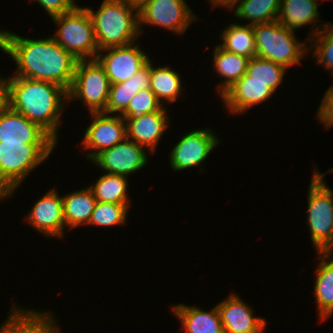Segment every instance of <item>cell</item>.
<instances>
[{
    "instance_id": "1",
    "label": "cell",
    "mask_w": 333,
    "mask_h": 333,
    "mask_svg": "<svg viewBox=\"0 0 333 333\" xmlns=\"http://www.w3.org/2000/svg\"><path fill=\"white\" fill-rule=\"evenodd\" d=\"M0 50L16 63L11 76L47 81L70 89L78 60L52 36L31 39L0 29Z\"/></svg>"
},
{
    "instance_id": "2",
    "label": "cell",
    "mask_w": 333,
    "mask_h": 333,
    "mask_svg": "<svg viewBox=\"0 0 333 333\" xmlns=\"http://www.w3.org/2000/svg\"><path fill=\"white\" fill-rule=\"evenodd\" d=\"M6 80V104L38 124L56 142L62 123L63 107L68 103L67 91L54 83L9 76Z\"/></svg>"
},
{
    "instance_id": "3",
    "label": "cell",
    "mask_w": 333,
    "mask_h": 333,
    "mask_svg": "<svg viewBox=\"0 0 333 333\" xmlns=\"http://www.w3.org/2000/svg\"><path fill=\"white\" fill-rule=\"evenodd\" d=\"M92 19L99 51L133 44L141 36L138 6L129 0H103L96 11L85 7Z\"/></svg>"
},
{
    "instance_id": "4",
    "label": "cell",
    "mask_w": 333,
    "mask_h": 333,
    "mask_svg": "<svg viewBox=\"0 0 333 333\" xmlns=\"http://www.w3.org/2000/svg\"><path fill=\"white\" fill-rule=\"evenodd\" d=\"M56 146L0 143V192L6 199L13 197L28 175L51 156Z\"/></svg>"
},
{
    "instance_id": "5",
    "label": "cell",
    "mask_w": 333,
    "mask_h": 333,
    "mask_svg": "<svg viewBox=\"0 0 333 333\" xmlns=\"http://www.w3.org/2000/svg\"><path fill=\"white\" fill-rule=\"evenodd\" d=\"M307 195V226L316 252H333V191L323 180L326 173L313 167Z\"/></svg>"
},
{
    "instance_id": "6",
    "label": "cell",
    "mask_w": 333,
    "mask_h": 333,
    "mask_svg": "<svg viewBox=\"0 0 333 333\" xmlns=\"http://www.w3.org/2000/svg\"><path fill=\"white\" fill-rule=\"evenodd\" d=\"M256 56L284 66L302 64L309 53L306 42L296 38L295 32L281 25L277 20L253 25Z\"/></svg>"
},
{
    "instance_id": "7",
    "label": "cell",
    "mask_w": 333,
    "mask_h": 333,
    "mask_svg": "<svg viewBox=\"0 0 333 333\" xmlns=\"http://www.w3.org/2000/svg\"><path fill=\"white\" fill-rule=\"evenodd\" d=\"M51 19L57 25L52 38L63 49L78 61L96 58L99 48L92 19L85 7L78 5L74 10Z\"/></svg>"
},
{
    "instance_id": "8",
    "label": "cell",
    "mask_w": 333,
    "mask_h": 333,
    "mask_svg": "<svg viewBox=\"0 0 333 333\" xmlns=\"http://www.w3.org/2000/svg\"><path fill=\"white\" fill-rule=\"evenodd\" d=\"M110 86L104 68L96 59L79 60L72 85L67 92L68 104L72 100H80L89 113L103 112L108 102Z\"/></svg>"
},
{
    "instance_id": "9",
    "label": "cell",
    "mask_w": 333,
    "mask_h": 333,
    "mask_svg": "<svg viewBox=\"0 0 333 333\" xmlns=\"http://www.w3.org/2000/svg\"><path fill=\"white\" fill-rule=\"evenodd\" d=\"M193 13L185 0H145L138 5L140 34L143 25H151L181 36L199 20Z\"/></svg>"
},
{
    "instance_id": "10",
    "label": "cell",
    "mask_w": 333,
    "mask_h": 333,
    "mask_svg": "<svg viewBox=\"0 0 333 333\" xmlns=\"http://www.w3.org/2000/svg\"><path fill=\"white\" fill-rule=\"evenodd\" d=\"M218 138L211 128L190 130L183 134L169 152L170 167L179 172L199 166V173L202 172L204 161L221 142Z\"/></svg>"
},
{
    "instance_id": "11",
    "label": "cell",
    "mask_w": 333,
    "mask_h": 333,
    "mask_svg": "<svg viewBox=\"0 0 333 333\" xmlns=\"http://www.w3.org/2000/svg\"><path fill=\"white\" fill-rule=\"evenodd\" d=\"M91 123L87 126L82 147L87 150L85 158L92 161L99 153L110 149L127 137L126 122L121 115L91 112Z\"/></svg>"
},
{
    "instance_id": "12",
    "label": "cell",
    "mask_w": 333,
    "mask_h": 333,
    "mask_svg": "<svg viewBox=\"0 0 333 333\" xmlns=\"http://www.w3.org/2000/svg\"><path fill=\"white\" fill-rule=\"evenodd\" d=\"M136 43L98 52L95 59L104 68L111 84L127 81L151 60L150 56L141 50L140 44Z\"/></svg>"
},
{
    "instance_id": "13",
    "label": "cell",
    "mask_w": 333,
    "mask_h": 333,
    "mask_svg": "<svg viewBox=\"0 0 333 333\" xmlns=\"http://www.w3.org/2000/svg\"><path fill=\"white\" fill-rule=\"evenodd\" d=\"M147 150L132 141L125 138L110 149L99 153L92 161L95 166H99L105 173L129 175L144 168L148 163Z\"/></svg>"
},
{
    "instance_id": "14",
    "label": "cell",
    "mask_w": 333,
    "mask_h": 333,
    "mask_svg": "<svg viewBox=\"0 0 333 333\" xmlns=\"http://www.w3.org/2000/svg\"><path fill=\"white\" fill-rule=\"evenodd\" d=\"M24 219L43 236L62 239V236L66 234L62 196L55 188L48 190L37 202L35 201L28 214L23 217Z\"/></svg>"
},
{
    "instance_id": "15",
    "label": "cell",
    "mask_w": 333,
    "mask_h": 333,
    "mask_svg": "<svg viewBox=\"0 0 333 333\" xmlns=\"http://www.w3.org/2000/svg\"><path fill=\"white\" fill-rule=\"evenodd\" d=\"M224 333H264L267 319L255 316L254 309L236 293L216 304Z\"/></svg>"
},
{
    "instance_id": "16",
    "label": "cell",
    "mask_w": 333,
    "mask_h": 333,
    "mask_svg": "<svg viewBox=\"0 0 333 333\" xmlns=\"http://www.w3.org/2000/svg\"><path fill=\"white\" fill-rule=\"evenodd\" d=\"M0 143L57 144L38 124L7 104L0 110Z\"/></svg>"
},
{
    "instance_id": "17",
    "label": "cell",
    "mask_w": 333,
    "mask_h": 333,
    "mask_svg": "<svg viewBox=\"0 0 333 333\" xmlns=\"http://www.w3.org/2000/svg\"><path fill=\"white\" fill-rule=\"evenodd\" d=\"M167 111V107L163 106L159 111L144 114L140 118L125 119L127 138L146 148L149 156L155 153L160 139L169 128L170 115Z\"/></svg>"
},
{
    "instance_id": "18",
    "label": "cell",
    "mask_w": 333,
    "mask_h": 333,
    "mask_svg": "<svg viewBox=\"0 0 333 333\" xmlns=\"http://www.w3.org/2000/svg\"><path fill=\"white\" fill-rule=\"evenodd\" d=\"M318 1L319 0H281L277 21L294 32L299 28H303V26L312 25L308 33L309 35L307 34L308 37L304 39V41L310 40L327 24L326 22L323 23L318 20L320 16Z\"/></svg>"
},
{
    "instance_id": "19",
    "label": "cell",
    "mask_w": 333,
    "mask_h": 333,
    "mask_svg": "<svg viewBox=\"0 0 333 333\" xmlns=\"http://www.w3.org/2000/svg\"><path fill=\"white\" fill-rule=\"evenodd\" d=\"M274 92L264 82L236 81L220 97L231 115L244 114L259 103L268 101Z\"/></svg>"
},
{
    "instance_id": "20",
    "label": "cell",
    "mask_w": 333,
    "mask_h": 333,
    "mask_svg": "<svg viewBox=\"0 0 333 333\" xmlns=\"http://www.w3.org/2000/svg\"><path fill=\"white\" fill-rule=\"evenodd\" d=\"M171 310L180 320L185 333H224L220 314L215 305L210 311L201 309L199 306L177 304L171 306Z\"/></svg>"
},
{
    "instance_id": "21",
    "label": "cell",
    "mask_w": 333,
    "mask_h": 333,
    "mask_svg": "<svg viewBox=\"0 0 333 333\" xmlns=\"http://www.w3.org/2000/svg\"><path fill=\"white\" fill-rule=\"evenodd\" d=\"M318 264L315 270L314 295L319 321L333 315V252H316Z\"/></svg>"
},
{
    "instance_id": "22",
    "label": "cell",
    "mask_w": 333,
    "mask_h": 333,
    "mask_svg": "<svg viewBox=\"0 0 333 333\" xmlns=\"http://www.w3.org/2000/svg\"><path fill=\"white\" fill-rule=\"evenodd\" d=\"M148 88H150V61L127 81L111 84L108 102L103 112L121 115L131 99L139 91Z\"/></svg>"
},
{
    "instance_id": "23",
    "label": "cell",
    "mask_w": 333,
    "mask_h": 333,
    "mask_svg": "<svg viewBox=\"0 0 333 333\" xmlns=\"http://www.w3.org/2000/svg\"><path fill=\"white\" fill-rule=\"evenodd\" d=\"M62 201L63 217L67 229L88 225L97 203L89 187L62 195Z\"/></svg>"
},
{
    "instance_id": "24",
    "label": "cell",
    "mask_w": 333,
    "mask_h": 333,
    "mask_svg": "<svg viewBox=\"0 0 333 333\" xmlns=\"http://www.w3.org/2000/svg\"><path fill=\"white\" fill-rule=\"evenodd\" d=\"M213 65L222 82L217 85L218 96L238 81L247 70L249 58L224 50L219 44L213 48Z\"/></svg>"
},
{
    "instance_id": "25",
    "label": "cell",
    "mask_w": 333,
    "mask_h": 333,
    "mask_svg": "<svg viewBox=\"0 0 333 333\" xmlns=\"http://www.w3.org/2000/svg\"><path fill=\"white\" fill-rule=\"evenodd\" d=\"M182 87L179 72L170 66L160 65L156 68L150 60V89L163 106L167 103L177 102L178 97L183 94L182 92L185 89Z\"/></svg>"
},
{
    "instance_id": "26",
    "label": "cell",
    "mask_w": 333,
    "mask_h": 333,
    "mask_svg": "<svg viewBox=\"0 0 333 333\" xmlns=\"http://www.w3.org/2000/svg\"><path fill=\"white\" fill-rule=\"evenodd\" d=\"M220 32V46L229 52L245 56L249 59L256 57V43L253 26L249 24L231 23Z\"/></svg>"
},
{
    "instance_id": "27",
    "label": "cell",
    "mask_w": 333,
    "mask_h": 333,
    "mask_svg": "<svg viewBox=\"0 0 333 333\" xmlns=\"http://www.w3.org/2000/svg\"><path fill=\"white\" fill-rule=\"evenodd\" d=\"M280 4L281 0H238L231 9L236 19L253 26L277 20Z\"/></svg>"
},
{
    "instance_id": "28",
    "label": "cell",
    "mask_w": 333,
    "mask_h": 333,
    "mask_svg": "<svg viewBox=\"0 0 333 333\" xmlns=\"http://www.w3.org/2000/svg\"><path fill=\"white\" fill-rule=\"evenodd\" d=\"M128 177L111 173H104L89 186L95 199L99 202L131 204L128 195ZM129 196V197H128Z\"/></svg>"
},
{
    "instance_id": "29",
    "label": "cell",
    "mask_w": 333,
    "mask_h": 333,
    "mask_svg": "<svg viewBox=\"0 0 333 333\" xmlns=\"http://www.w3.org/2000/svg\"><path fill=\"white\" fill-rule=\"evenodd\" d=\"M285 72L284 66L256 56L249 60L246 73L238 81L264 82L275 93L286 76Z\"/></svg>"
},
{
    "instance_id": "30",
    "label": "cell",
    "mask_w": 333,
    "mask_h": 333,
    "mask_svg": "<svg viewBox=\"0 0 333 333\" xmlns=\"http://www.w3.org/2000/svg\"><path fill=\"white\" fill-rule=\"evenodd\" d=\"M131 204H116L97 201L87 226H123L128 218Z\"/></svg>"
},
{
    "instance_id": "31",
    "label": "cell",
    "mask_w": 333,
    "mask_h": 333,
    "mask_svg": "<svg viewBox=\"0 0 333 333\" xmlns=\"http://www.w3.org/2000/svg\"><path fill=\"white\" fill-rule=\"evenodd\" d=\"M308 41V50H313V57L317 61L315 63L325 67V70L332 71L330 74L333 76V23L329 21Z\"/></svg>"
},
{
    "instance_id": "32",
    "label": "cell",
    "mask_w": 333,
    "mask_h": 333,
    "mask_svg": "<svg viewBox=\"0 0 333 333\" xmlns=\"http://www.w3.org/2000/svg\"><path fill=\"white\" fill-rule=\"evenodd\" d=\"M163 105L150 88L139 91L121 114L124 119H137L144 114L159 111Z\"/></svg>"
},
{
    "instance_id": "33",
    "label": "cell",
    "mask_w": 333,
    "mask_h": 333,
    "mask_svg": "<svg viewBox=\"0 0 333 333\" xmlns=\"http://www.w3.org/2000/svg\"><path fill=\"white\" fill-rule=\"evenodd\" d=\"M25 333H56L54 315L49 310L25 309Z\"/></svg>"
},
{
    "instance_id": "34",
    "label": "cell",
    "mask_w": 333,
    "mask_h": 333,
    "mask_svg": "<svg viewBox=\"0 0 333 333\" xmlns=\"http://www.w3.org/2000/svg\"><path fill=\"white\" fill-rule=\"evenodd\" d=\"M13 303L8 318L0 325V333H25V308Z\"/></svg>"
},
{
    "instance_id": "35",
    "label": "cell",
    "mask_w": 333,
    "mask_h": 333,
    "mask_svg": "<svg viewBox=\"0 0 333 333\" xmlns=\"http://www.w3.org/2000/svg\"><path fill=\"white\" fill-rule=\"evenodd\" d=\"M318 107L316 119L329 130L333 126V85L328 87Z\"/></svg>"
},
{
    "instance_id": "36",
    "label": "cell",
    "mask_w": 333,
    "mask_h": 333,
    "mask_svg": "<svg viewBox=\"0 0 333 333\" xmlns=\"http://www.w3.org/2000/svg\"><path fill=\"white\" fill-rule=\"evenodd\" d=\"M32 1V0H29ZM39 4L45 12L53 18L74 10L78 4L75 0H33Z\"/></svg>"
},
{
    "instance_id": "37",
    "label": "cell",
    "mask_w": 333,
    "mask_h": 333,
    "mask_svg": "<svg viewBox=\"0 0 333 333\" xmlns=\"http://www.w3.org/2000/svg\"><path fill=\"white\" fill-rule=\"evenodd\" d=\"M211 2V10L217 6L225 7V9H231L237 2L238 0H209L208 3Z\"/></svg>"
},
{
    "instance_id": "38",
    "label": "cell",
    "mask_w": 333,
    "mask_h": 333,
    "mask_svg": "<svg viewBox=\"0 0 333 333\" xmlns=\"http://www.w3.org/2000/svg\"><path fill=\"white\" fill-rule=\"evenodd\" d=\"M6 105V80L0 76V110Z\"/></svg>"
},
{
    "instance_id": "39",
    "label": "cell",
    "mask_w": 333,
    "mask_h": 333,
    "mask_svg": "<svg viewBox=\"0 0 333 333\" xmlns=\"http://www.w3.org/2000/svg\"><path fill=\"white\" fill-rule=\"evenodd\" d=\"M129 1H131L132 3H134L135 5L138 6L139 4H141L145 0H129Z\"/></svg>"
},
{
    "instance_id": "40",
    "label": "cell",
    "mask_w": 333,
    "mask_h": 333,
    "mask_svg": "<svg viewBox=\"0 0 333 333\" xmlns=\"http://www.w3.org/2000/svg\"><path fill=\"white\" fill-rule=\"evenodd\" d=\"M4 199H6V197L0 192V202H2Z\"/></svg>"
},
{
    "instance_id": "41",
    "label": "cell",
    "mask_w": 333,
    "mask_h": 333,
    "mask_svg": "<svg viewBox=\"0 0 333 333\" xmlns=\"http://www.w3.org/2000/svg\"><path fill=\"white\" fill-rule=\"evenodd\" d=\"M60 329L58 328V325H57V320H56V333H60Z\"/></svg>"
}]
</instances>
